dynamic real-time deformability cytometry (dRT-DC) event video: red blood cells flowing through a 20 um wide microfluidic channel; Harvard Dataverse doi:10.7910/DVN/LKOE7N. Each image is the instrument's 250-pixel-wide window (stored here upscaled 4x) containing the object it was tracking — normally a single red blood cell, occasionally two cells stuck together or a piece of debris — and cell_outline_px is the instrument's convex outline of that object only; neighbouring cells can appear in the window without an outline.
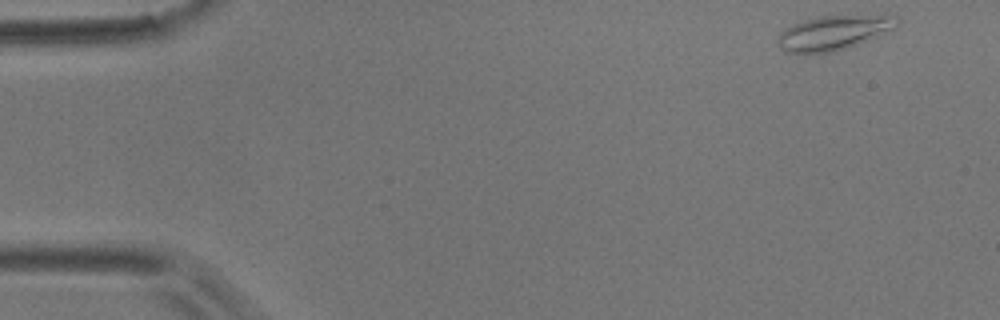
{"species": "common noctule bat (a hibernating species)", "species_latin": "Nyctalus noctula", "temperature_condition": "room temperature", "stored_images_in_passage": 5, "camera_frame_rate_fps": 3000, "um_per_image_px": 0.085, "animal": {"sex": "male", "body_mass_g": 17.9}, "frame": {"image": 1, "passage_image": 1, "time_ms": 0.0, "image_size_px": [1000, 320], "cell_outline_px": [[900, 20], [896, 28], [868, 40], [832, 52], [784, 52], [780, 48], [776, 40], [780, 32], [792, 24], [816, 16], [896, 16]], "centroid_in_image_um": [70.82, 2.77], "position_along_channel_um": 14.2, "area_um2": 23.58}}